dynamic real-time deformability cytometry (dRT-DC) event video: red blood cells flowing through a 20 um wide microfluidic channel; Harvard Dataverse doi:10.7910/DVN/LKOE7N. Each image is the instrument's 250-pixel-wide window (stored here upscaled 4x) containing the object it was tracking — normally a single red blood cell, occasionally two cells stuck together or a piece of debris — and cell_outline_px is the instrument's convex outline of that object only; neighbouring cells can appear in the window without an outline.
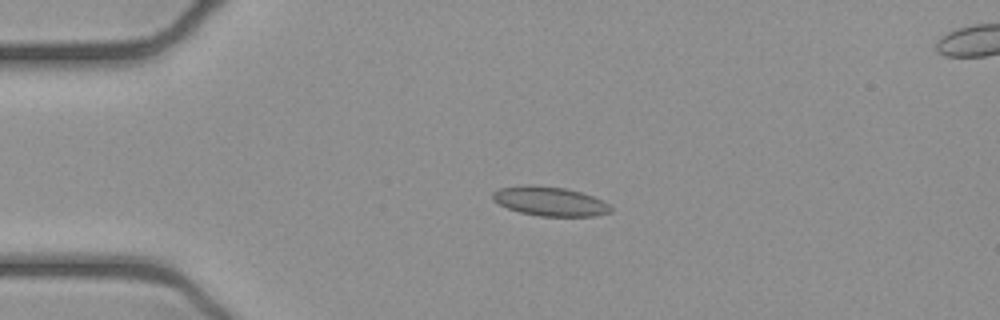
{"species": "common noctule bat (a hibernating species)", "species_latin": "Nyctalus noctula", "temperature_condition": "cold", "stored_images_in_passage": 51, "camera_frame_rate_fps": 3000, "um_per_image_px": 0.085, "animal": {"sex": "female", "body_mass_g": 21.9}, "frame": {"image": 1, "passage_image": 11, "time_ms": 3.333, "image_size_px": [1000, 320], "cell_outline_px": [[612, 212], [596, 216], [540, 216], [520, 212], [508, 208], [492, 200], [492, 192], [500, 188], [524, 184], [532, 184], [564, 188], [580, 192], [604, 200], [612, 208]], "centroid_in_image_um": [46.74, 17.1], "position_along_channel_um": 38.3, "area_um2": 20.23}}
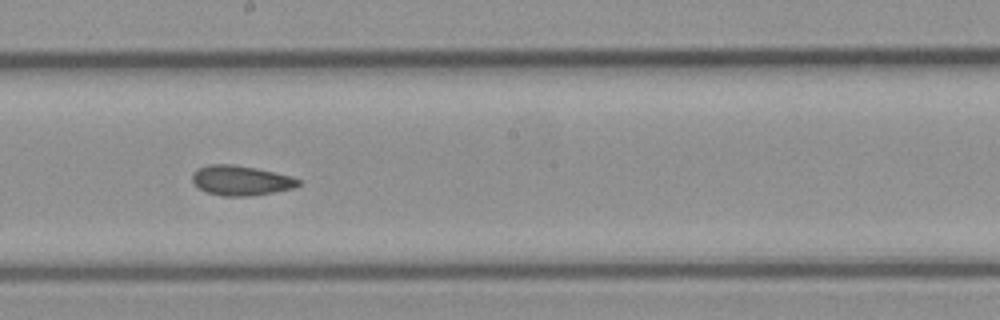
{"frame": {"image": 2, "passage_image": 28, "time_ms": 9.0, "image_size_px": [1000, 320], "cell_outline_px": [[300, 184], [292, 188], [272, 192], [248, 196], [224, 196], [208, 192], [200, 188], [192, 180], [192, 172], [196, 168], [208, 164], [232, 164], [256, 168], [276, 172], [292, 176], [300, 180]], "centroid_in_image_um": [20.46, 15.32], "position_along_channel_um": 227.7, "area_um2": 18.38}}
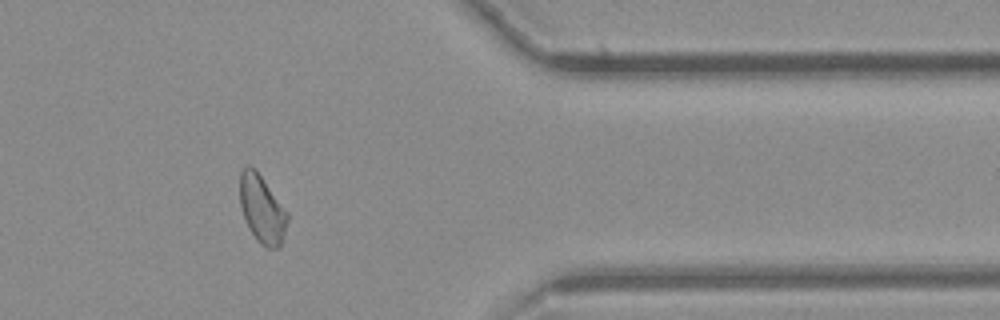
{"frame": {"image": 3, "passage_image": 42, "time_ms": 13.667, "image_size_px": [1000, 320], "cell_outline_px": [[288, 220], [280, 248], [268, 248], [260, 244], [248, 228], [240, 204], [240, 172], [248, 164], [256, 168], [288, 212]], "centroid_in_image_um": [22.28, 17.76], "position_along_channel_um": 389.1, "area_um2": 18.96}, "authors_computed_cell_mechanics": {"area_um2": 19.1318, "velocity_mm_per_s": 3.8954, "shape_relaxation_time_tau1_ms": null, "shape_relaxation_time_tau2_ms": 3.3146, "deformation_change_tau1": null, "deformation_change_tau2": 0.0812}}